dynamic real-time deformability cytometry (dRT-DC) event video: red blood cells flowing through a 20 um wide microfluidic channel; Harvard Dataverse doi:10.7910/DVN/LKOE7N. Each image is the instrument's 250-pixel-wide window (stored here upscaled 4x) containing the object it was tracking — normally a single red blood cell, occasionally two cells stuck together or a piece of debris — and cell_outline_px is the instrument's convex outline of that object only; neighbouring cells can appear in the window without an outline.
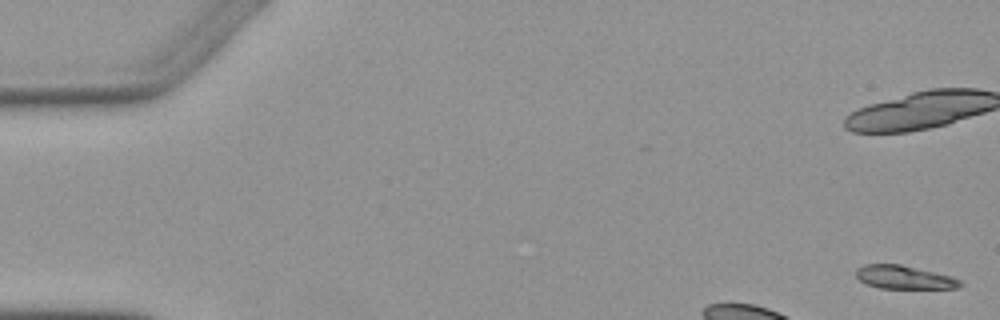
{"species": "Egyptian fruit bat (a non-hibernating species)", "species_latin": "Rousettus aegyptiacus", "temperature_condition": "warm", "stored_images_in_passage": 2, "camera_frame_rate_fps": 3000, "um_per_image_px": 0.085, "animal": {"sex": "female"}, "frame": {"image": 1, "passage_image": 2, "time_ms": 1.333, "image_size_px": [1000, 320], "cell_outline_px": [[964, 284], [960, 288], [880, 288], [868, 284], [860, 280], [856, 276], [856, 268], [864, 264], [900, 264], [952, 276], [960, 280]], "centroid_in_image_um": [76.87, 23.56], "position_along_channel_um": 8.1, "area_um2": 14.16}}